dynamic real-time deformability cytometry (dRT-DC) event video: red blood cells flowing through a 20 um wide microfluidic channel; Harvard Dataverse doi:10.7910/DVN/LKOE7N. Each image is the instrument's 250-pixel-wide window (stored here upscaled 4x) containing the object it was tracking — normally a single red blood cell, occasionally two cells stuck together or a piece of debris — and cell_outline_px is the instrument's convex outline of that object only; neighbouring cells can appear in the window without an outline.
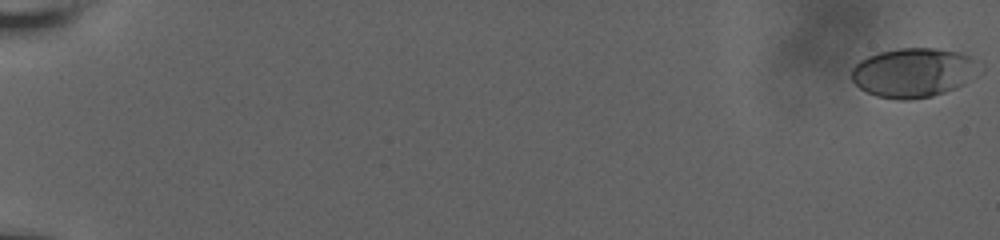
{"species": "human", "species_latin": "Homo sapiens", "temperature_condition": "room temperature", "stored_images_in_passage": 11, "camera_frame_rate_fps": 3000, "um_per_image_px": 0.085, "donor": {"sex": "male"}, "frame": {"image": 1, "passage_image": 1, "time_ms": 0.0, "image_size_px": [1000, 240], "cell_outline_px": [[984, 68], [976, 76], [964, 84], [956, 88], [932, 96], [908, 100], [900, 100], [876, 96], [860, 88], [852, 80], [852, 68], [860, 60], [876, 52], [900, 48], [936, 48], [960, 52], [984, 64]], "centroid_in_image_um": [77.7, 6.16], "position_along_channel_um": 7.3, "area_um2": 37.22}}
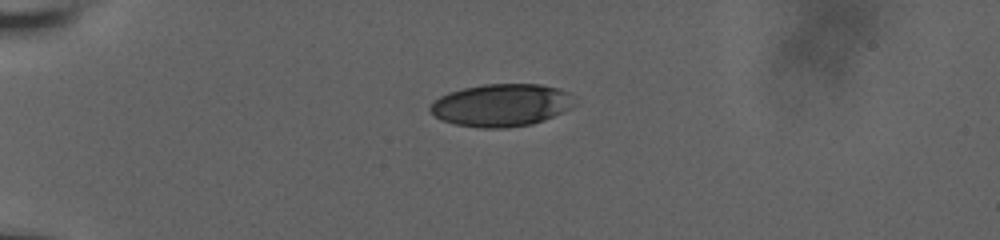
{"frame": {"image": 2, "passage_image": 8, "time_ms": 5.667, "image_size_px": [1000, 240], "cell_outline_px": [[576, 104], [572, 108], [544, 120], [532, 124], [508, 128], [480, 128], [456, 124], [444, 120], [436, 116], [428, 108], [440, 96], [448, 92], [464, 88], [484, 84], [540, 84], [556, 88], [568, 92]], "centroid_in_image_um": [42.64, 8.94], "position_along_channel_um": 42.4, "area_um2": 35.66}}
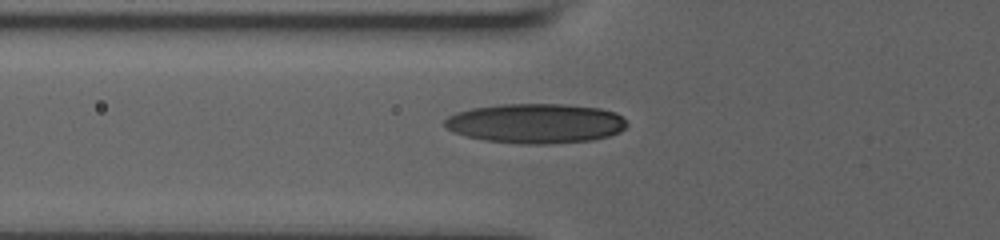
{"frame": {"image": 3, "passage_image": 11, "time_ms": 8.0, "image_size_px": [1000, 240], "cell_outline_px": [[628, 124], [620, 132], [608, 136], [592, 140], [548, 144], [520, 144], [484, 140], [452, 132], [444, 124], [444, 120], [448, 116], [456, 112], [472, 108], [500, 104], [564, 104], [600, 108], [616, 112]], "centroid_in_image_um": [45.53, 10.49], "position_along_channel_um": 80.3, "area_um2": 42.25}}